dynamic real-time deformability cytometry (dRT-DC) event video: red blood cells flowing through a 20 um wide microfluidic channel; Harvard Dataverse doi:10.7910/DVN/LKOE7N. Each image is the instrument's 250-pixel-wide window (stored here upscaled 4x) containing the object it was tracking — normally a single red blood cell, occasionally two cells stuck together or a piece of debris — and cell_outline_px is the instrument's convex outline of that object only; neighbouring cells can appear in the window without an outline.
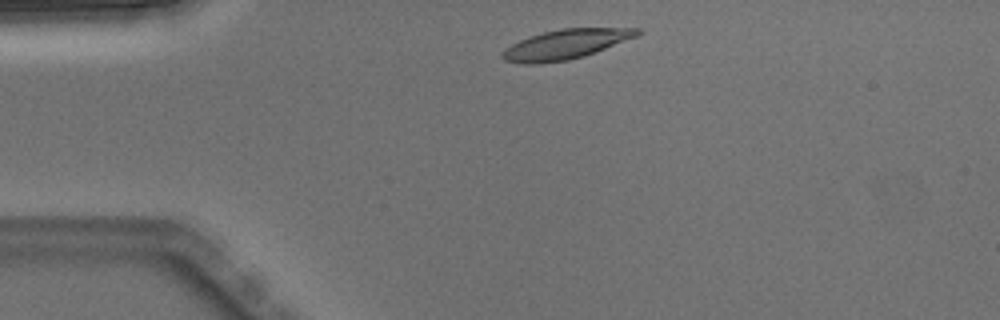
{"species": "Egyptian fruit bat (a non-hibernating species)", "species_latin": "Rousettus aegyptiacus", "temperature_condition": "warm", "stored_images_in_passage": 1, "camera_frame_rate_fps": 3000, "um_per_image_px": 0.085, "animal": {"sex": "male"}, "frame": {"image": 1, "passage_image": 1, "time_ms": 0.0, "image_size_px": [1000, 320], "cell_outline_px": [[644, 32], [636, 36], [584, 56], [568, 60], [536, 64], [524, 64], [504, 60], [500, 56], [504, 48], [528, 36], [560, 28], [640, 28]], "centroid_in_image_um": [48.04, 3.76], "position_along_channel_um": 37.0, "area_um2": 23.24}}